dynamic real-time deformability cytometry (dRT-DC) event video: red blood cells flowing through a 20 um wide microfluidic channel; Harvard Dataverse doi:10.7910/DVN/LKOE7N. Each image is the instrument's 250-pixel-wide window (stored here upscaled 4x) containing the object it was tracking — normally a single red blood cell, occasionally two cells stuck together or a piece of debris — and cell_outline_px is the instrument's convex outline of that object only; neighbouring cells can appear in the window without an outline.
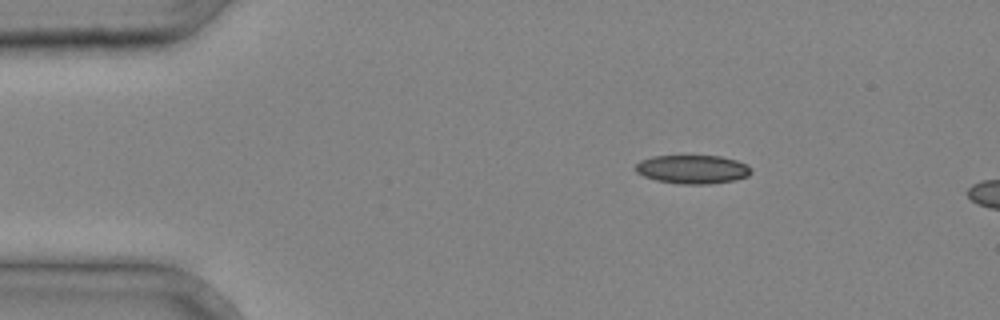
{"species": "common noctule bat (a hibernating species)", "species_latin": "Nyctalus noctula", "temperature_condition": "cold", "stored_images_in_passage": 3, "segment_of_instrument_passage": [1, 2], "camera_frame_rate_fps": 3000, "um_per_image_px": 0.085, "animal": {"sex": "male", "body_mass_g": 20.4}, "frame": {"image": 1, "passage_image": 1, "time_ms": 0.0, "image_size_px": [1000, 320], "cell_outline_px": [[752, 172], [748, 176], [736, 180], [708, 184], [680, 184], [656, 180], [644, 176], [636, 172], [632, 168], [640, 160], [652, 156], [720, 156], [736, 160], [744, 164]], "centroid_in_image_um": [58.81, 14.39], "position_along_channel_um": 26.2, "area_um2": 19.31}}